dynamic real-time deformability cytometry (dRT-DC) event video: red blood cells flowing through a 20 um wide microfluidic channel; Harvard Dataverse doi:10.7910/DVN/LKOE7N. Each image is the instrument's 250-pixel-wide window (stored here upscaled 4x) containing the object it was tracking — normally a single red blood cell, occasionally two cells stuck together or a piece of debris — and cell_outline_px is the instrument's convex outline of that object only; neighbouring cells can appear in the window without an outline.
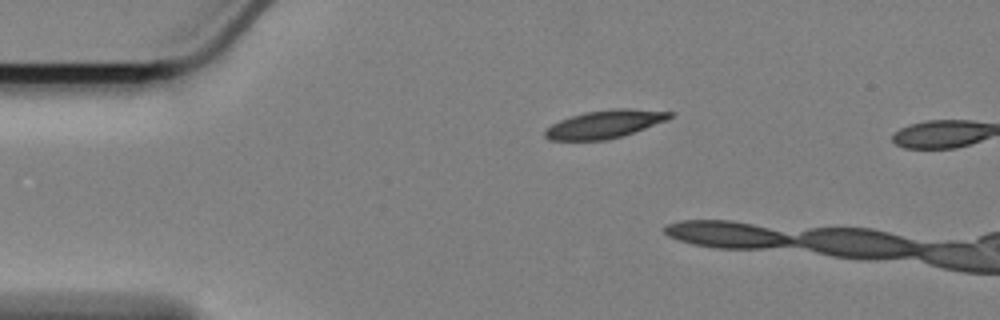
{"species": "Egyptian fruit bat (a non-hibernating species)", "species_latin": "Rousettus aegyptiacus", "temperature_condition": "cold", "stored_images_in_passage": 2, "camera_frame_rate_fps": 3000, "um_per_image_px": 0.085, "animal": {"sex": "female"}, "frame": {"image": 1, "passage_image": 1, "time_ms": 0.0, "image_size_px": [1000, 320], "cell_outline_px": [[676, 112], [672, 116], [664, 120], [644, 128], [620, 136], [604, 140], [548, 140], [544, 136], [544, 132], [552, 124], [560, 120], [584, 112], [612, 108], [628, 108]], "centroid_in_image_um": [51.37, 10.54], "position_along_channel_um": 33.6, "area_um2": 20.06}}